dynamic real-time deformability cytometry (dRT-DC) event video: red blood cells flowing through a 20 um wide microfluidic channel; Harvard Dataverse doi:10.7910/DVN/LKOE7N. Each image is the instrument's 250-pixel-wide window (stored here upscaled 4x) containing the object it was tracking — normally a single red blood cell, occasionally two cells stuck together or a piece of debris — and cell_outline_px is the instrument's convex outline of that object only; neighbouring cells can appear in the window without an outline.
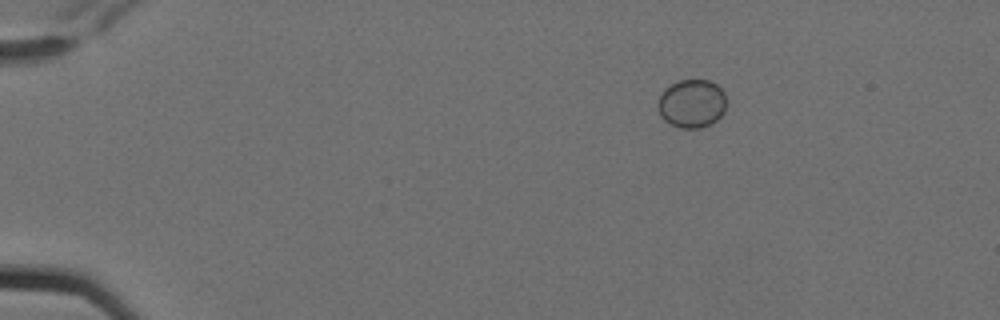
{"species": "Egyptian fruit bat (a non-hibernating species)", "species_latin": "Rousettus aegyptiacus", "temperature_condition": "cold", "stored_images_in_passage": 5, "camera_frame_rate_fps": 3000, "um_per_image_px": 0.085, "animal": {"sex": "female"}, "frame": {"image": 1, "passage_image": 1, "time_ms": 0.0, "image_size_px": [1000, 320], "cell_outline_px": [[724, 112], [716, 120], [700, 128], [680, 128], [664, 120], [660, 116], [656, 104], [664, 88], [680, 80], [708, 80], [716, 84], [724, 92]], "centroid_in_image_um": [58.76, 8.8], "position_along_channel_um": 26.2, "area_um2": 19.19}}
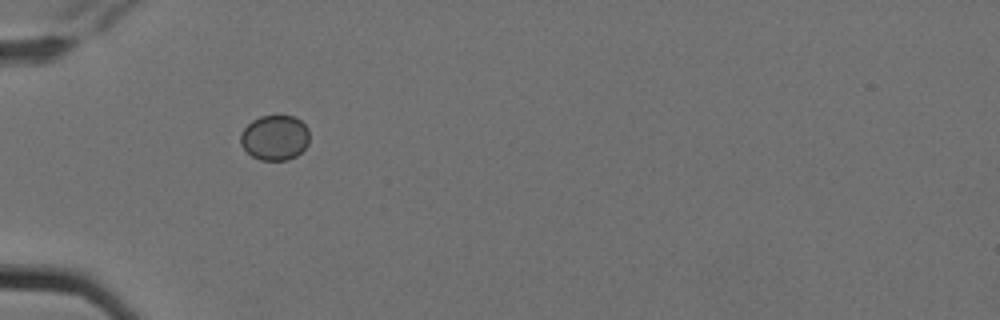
{"frame": {"image": 2, "passage_image": 4, "time_ms": 1.0, "image_size_px": [1000, 320], "cell_outline_px": [[308, 144], [296, 156], [288, 160], [260, 160], [252, 156], [240, 144], [240, 136], [244, 128], [252, 120], [260, 116], [292, 116], [300, 120], [308, 128]], "centroid_in_image_um": [23.35, 11.7], "position_along_channel_um": 61.7, "area_um2": 18.03}}